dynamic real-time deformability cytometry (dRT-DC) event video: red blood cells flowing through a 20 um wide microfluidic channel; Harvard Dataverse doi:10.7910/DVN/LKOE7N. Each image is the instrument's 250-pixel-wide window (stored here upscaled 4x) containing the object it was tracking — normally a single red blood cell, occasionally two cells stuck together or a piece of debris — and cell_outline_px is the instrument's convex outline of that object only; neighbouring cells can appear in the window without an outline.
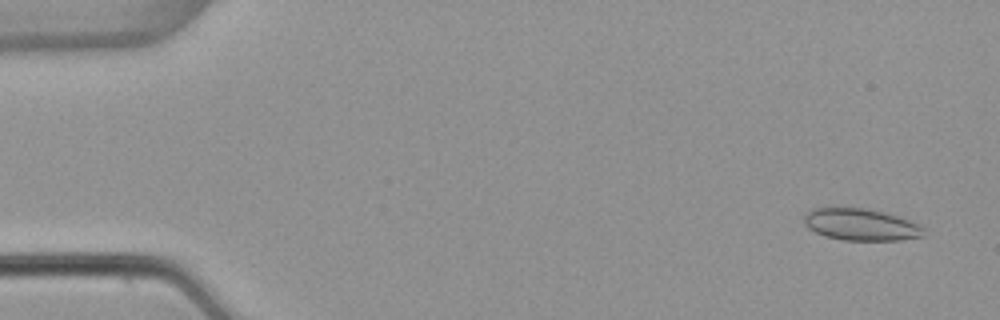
{"species": "common noctule bat (a hibernating species)", "species_latin": "Nyctalus noctula", "temperature_condition": "warm", "stored_images_in_passage": 12, "camera_frame_rate_fps": 3000, "um_per_image_px": 0.085, "animal": {"sex": "female", "body_mass_g": 22.7, "forearm_length_mm": 54.2}, "frame": {"image": 1, "passage_image": 3, "time_ms": 0.667, "image_size_px": [1000, 320], "cell_outline_px": [[924, 236], [900, 240], [844, 240], [824, 236], [808, 228], [804, 224], [804, 216], [812, 208], [832, 204], [868, 208], [884, 212], [908, 220], [924, 228]], "centroid_in_image_um": [73.09, 19.04], "position_along_channel_um": 11.9, "area_um2": 22.89}}